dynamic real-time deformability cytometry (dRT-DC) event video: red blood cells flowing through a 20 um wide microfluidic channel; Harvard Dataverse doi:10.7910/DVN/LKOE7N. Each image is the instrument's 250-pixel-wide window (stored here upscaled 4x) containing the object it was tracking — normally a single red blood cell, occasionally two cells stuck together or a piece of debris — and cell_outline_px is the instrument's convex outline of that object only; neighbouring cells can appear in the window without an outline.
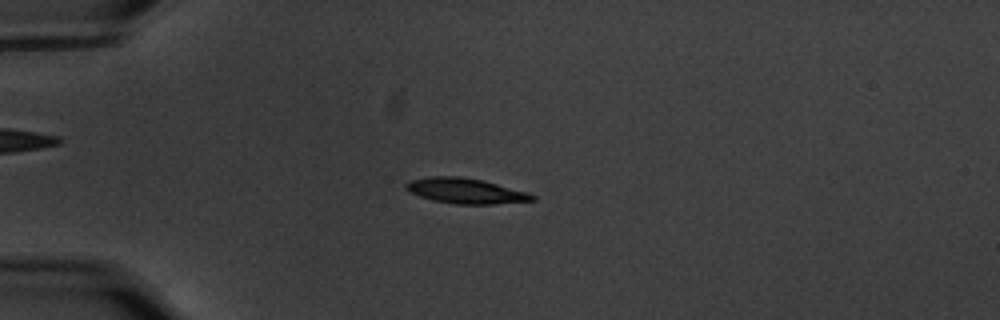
{"species": "common noctule bat (a hibernating species)", "species_latin": "Nyctalus noctula", "temperature_condition": "warm", "stored_images_in_passage": 43, "camera_frame_rate_fps": 3000, "um_per_image_px": 0.085, "animal": {"sex": "male", "body_mass_g": 20.1, "forearm_length_mm": 53.5}, "frame": {"image": 1, "passage_image": 1, "time_ms": 0.0, "image_size_px": [1000, 320], "cell_outline_px": [[536, 200], [492, 204], [456, 204], [432, 200], [420, 196], [404, 188], [404, 184], [412, 180], [432, 176], [456, 176], [480, 180], [528, 192], [536, 196]], "centroid_in_image_um": [39.58, 16.23], "position_along_channel_um": 45.4, "area_um2": 18.32}}
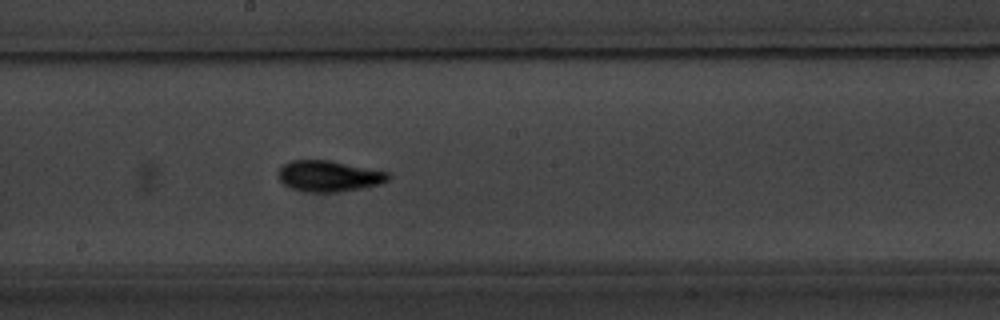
{"frame": {"image": 2, "passage_image": 18, "time_ms": 5.667, "image_size_px": [1000, 320], "cell_outline_px": [[392, 176], [388, 180], [380, 184], [340, 192], [308, 192], [288, 188], [276, 176], [276, 172], [284, 164], [292, 160], [328, 160], [388, 172]], "centroid_in_image_um": [27.91, 14.97], "position_along_channel_um": 220.3, "area_um2": 19.94}}
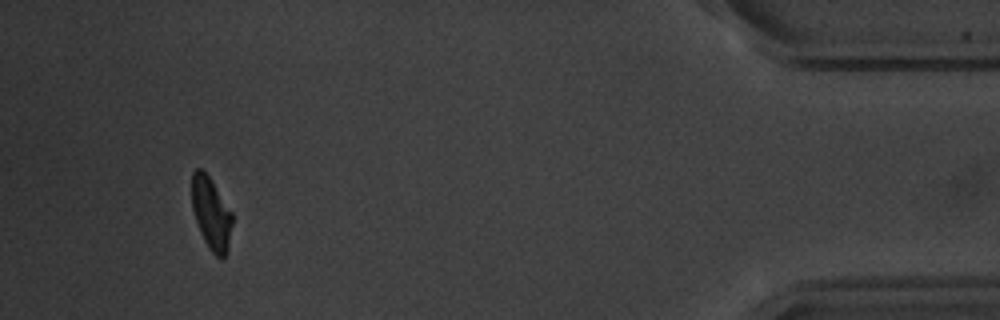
{"frame": {"image": 3, "passage_image": 40, "time_ms": 13.0, "image_size_px": [1000, 320], "cell_outline_px": [[232, 224], [228, 248], [224, 256], [220, 260], [208, 248], [200, 232], [192, 208], [192, 172], [196, 168], [200, 168], [208, 176], [232, 212]], "centroid_in_image_um": [17.95, 18.17], "position_along_channel_um": 417.3, "area_um2": 16.82}, "authors_computed_cell_mechanics": {"area_um2": 18.3804, "velocity_mm_per_s": 3.5263, "shape_relaxation_time_tau1_ms": 2.5678, "shape_relaxation_time_tau2_ms": 4.2922, "deformation_change_tau1": 0.1618, "deformation_change_tau2": 0.1014}}